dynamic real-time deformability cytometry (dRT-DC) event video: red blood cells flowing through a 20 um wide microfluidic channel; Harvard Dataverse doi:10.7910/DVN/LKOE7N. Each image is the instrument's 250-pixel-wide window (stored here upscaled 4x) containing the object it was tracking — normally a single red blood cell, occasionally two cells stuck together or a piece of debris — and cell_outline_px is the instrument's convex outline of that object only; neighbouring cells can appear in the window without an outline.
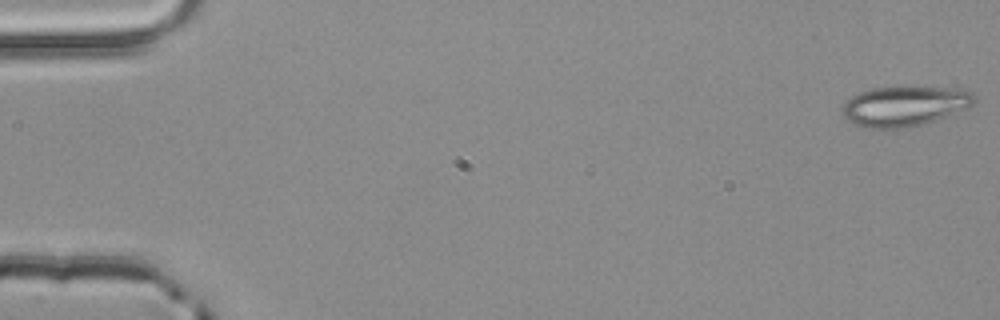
{"species": "common noctule bat (a hibernating species)", "species_latin": "Nyctalus noctula", "temperature_condition": "room temperature", "stored_images_in_passage": 4, "camera_frame_rate_fps": 3000, "um_per_image_px": 0.085, "animal": {"sex": "male", "body_mass_g": 20.4}, "frame": {"image": 1, "passage_image": 1, "time_ms": 0.0, "image_size_px": [1000, 320], "cell_outline_px": [[976, 100], [968, 108], [920, 124], [900, 128], [868, 128], [856, 124], [844, 116], [844, 104], [852, 96], [860, 92], [872, 88], [956, 88], [972, 92]], "centroid_in_image_um": [76.9, 9.01], "position_along_channel_um": 8.1, "area_um2": 29.77}}